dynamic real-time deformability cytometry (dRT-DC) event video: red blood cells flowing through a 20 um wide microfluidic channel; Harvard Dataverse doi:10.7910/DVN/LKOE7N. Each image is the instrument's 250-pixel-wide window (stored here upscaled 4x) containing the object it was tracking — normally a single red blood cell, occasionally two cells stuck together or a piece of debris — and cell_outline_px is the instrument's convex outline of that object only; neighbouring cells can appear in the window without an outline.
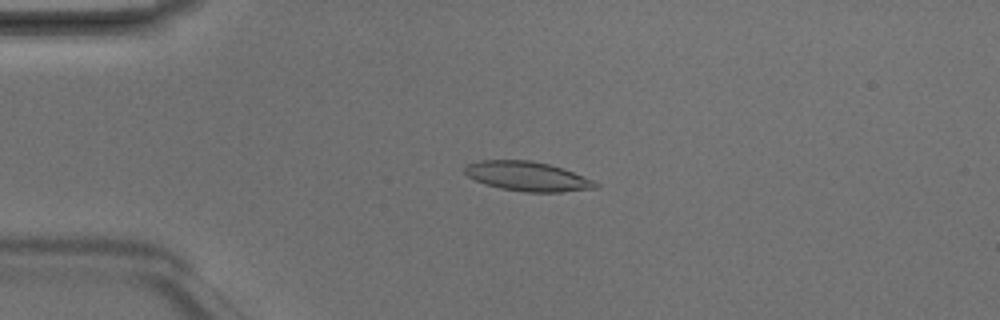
{"species": "Egyptian fruit bat (a non-hibernating species)", "species_latin": "Rousettus aegyptiacus", "temperature_condition": "room temperature", "stored_images_in_passage": 5, "camera_frame_rate_fps": 3000, "um_per_image_px": 0.085, "animal": {"sex": "male"}, "frame": {"image": 1, "passage_image": 3, "time_ms": 0.667, "image_size_px": [1000, 320], "cell_outline_px": [[600, 184], [596, 188], [560, 192], [524, 192], [500, 188], [484, 184], [468, 176], [464, 172], [464, 168], [468, 164], [480, 160], [532, 160], [548, 164], [572, 172], [592, 180]], "centroid_in_image_um": [44.8, 14.99], "position_along_channel_um": 40.2, "area_um2": 22.25}}